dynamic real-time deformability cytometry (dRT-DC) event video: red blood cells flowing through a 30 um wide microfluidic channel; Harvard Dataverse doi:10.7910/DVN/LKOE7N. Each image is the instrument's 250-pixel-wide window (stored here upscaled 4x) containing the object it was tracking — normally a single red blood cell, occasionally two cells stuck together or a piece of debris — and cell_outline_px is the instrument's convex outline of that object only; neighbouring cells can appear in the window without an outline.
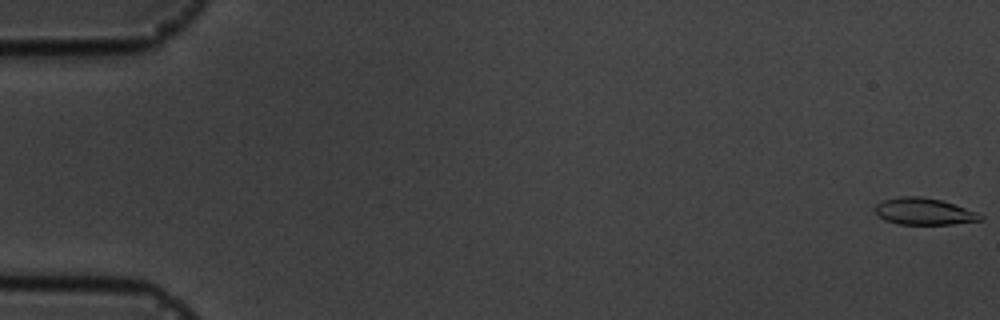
{"species": "common noctule bat (a hibernating species)", "species_latin": "Nyctalus noctula", "temperature_condition": "cold", "stored_images_in_passage": 7, "camera_frame_rate_fps": 3000, "um_per_image_px": 0.085, "animal": {"sex": "male", "body_mass_g": 19.5, "forearm_length_mm": 54.6}, "frame": {"image": 1, "passage_image": 1, "time_ms": 0.0, "image_size_px": [1000, 320], "cell_outline_px": [[984, 220], [952, 224], [896, 224], [884, 220], [876, 212], [876, 204], [884, 200], [900, 196], [920, 196], [940, 200], [976, 212], [984, 216]], "centroid_in_image_um": [78.54, 17.98], "position_along_channel_um": 6.5, "area_um2": 16.24}}
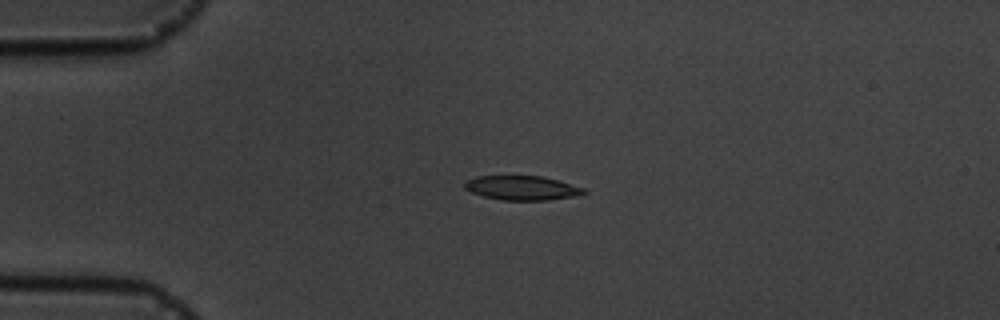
{"frame": {"image": 2, "passage_image": 5, "time_ms": 4.333, "image_size_px": [1000, 320], "cell_outline_px": [[588, 192], [572, 196], [548, 200], [500, 200], [484, 196], [472, 192], [464, 188], [464, 180], [476, 176], [540, 176], [556, 180], [584, 188]], "centroid_in_image_um": [44.31, 15.97], "position_along_channel_um": 40.7, "area_um2": 16.7}}
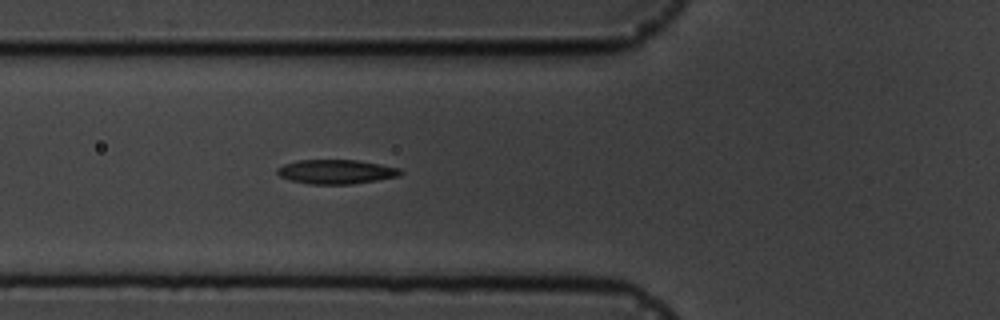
{"frame": {"image": 3, "passage_image": 7, "time_ms": 6.667, "image_size_px": [1000, 320], "cell_outline_px": [[404, 172], [400, 176], [376, 180], [348, 184], [308, 184], [292, 180], [280, 176], [276, 172], [276, 168], [284, 164], [296, 160], [356, 160], [380, 164], [400, 168]], "centroid_in_image_um": [28.57, 14.59], "position_along_channel_um": 97.2, "area_um2": 17.4}}